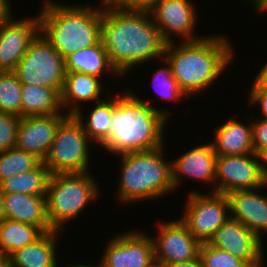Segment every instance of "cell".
<instances>
[{
    "label": "cell",
    "instance_id": "22",
    "mask_svg": "<svg viewBox=\"0 0 267 267\" xmlns=\"http://www.w3.org/2000/svg\"><path fill=\"white\" fill-rule=\"evenodd\" d=\"M59 231L44 233L35 242L8 256L9 267H58L57 237Z\"/></svg>",
    "mask_w": 267,
    "mask_h": 267
},
{
    "label": "cell",
    "instance_id": "36",
    "mask_svg": "<svg viewBox=\"0 0 267 267\" xmlns=\"http://www.w3.org/2000/svg\"><path fill=\"white\" fill-rule=\"evenodd\" d=\"M253 78L250 87H262L267 90V60L266 63L261 67L260 72L258 71Z\"/></svg>",
    "mask_w": 267,
    "mask_h": 267
},
{
    "label": "cell",
    "instance_id": "39",
    "mask_svg": "<svg viewBox=\"0 0 267 267\" xmlns=\"http://www.w3.org/2000/svg\"><path fill=\"white\" fill-rule=\"evenodd\" d=\"M259 162L261 166L262 173L264 174L265 178L267 179V147L262 149L258 153Z\"/></svg>",
    "mask_w": 267,
    "mask_h": 267
},
{
    "label": "cell",
    "instance_id": "30",
    "mask_svg": "<svg viewBox=\"0 0 267 267\" xmlns=\"http://www.w3.org/2000/svg\"><path fill=\"white\" fill-rule=\"evenodd\" d=\"M161 62H165L164 66L158 70L156 69L152 79V86L158 94V97L164 100L166 99V101H176L177 103L185 97L188 98L181 90L178 81L172 75L170 65L164 59H161Z\"/></svg>",
    "mask_w": 267,
    "mask_h": 267
},
{
    "label": "cell",
    "instance_id": "41",
    "mask_svg": "<svg viewBox=\"0 0 267 267\" xmlns=\"http://www.w3.org/2000/svg\"><path fill=\"white\" fill-rule=\"evenodd\" d=\"M6 219L3 193L0 191V223Z\"/></svg>",
    "mask_w": 267,
    "mask_h": 267
},
{
    "label": "cell",
    "instance_id": "20",
    "mask_svg": "<svg viewBox=\"0 0 267 267\" xmlns=\"http://www.w3.org/2000/svg\"><path fill=\"white\" fill-rule=\"evenodd\" d=\"M6 219L38 227L43 233L51 229L46 207V195L3 193Z\"/></svg>",
    "mask_w": 267,
    "mask_h": 267
},
{
    "label": "cell",
    "instance_id": "29",
    "mask_svg": "<svg viewBox=\"0 0 267 267\" xmlns=\"http://www.w3.org/2000/svg\"><path fill=\"white\" fill-rule=\"evenodd\" d=\"M22 83L13 71H0V111L21 117Z\"/></svg>",
    "mask_w": 267,
    "mask_h": 267
},
{
    "label": "cell",
    "instance_id": "34",
    "mask_svg": "<svg viewBox=\"0 0 267 267\" xmlns=\"http://www.w3.org/2000/svg\"><path fill=\"white\" fill-rule=\"evenodd\" d=\"M113 7L124 11L149 12L157 0H106Z\"/></svg>",
    "mask_w": 267,
    "mask_h": 267
},
{
    "label": "cell",
    "instance_id": "13",
    "mask_svg": "<svg viewBox=\"0 0 267 267\" xmlns=\"http://www.w3.org/2000/svg\"><path fill=\"white\" fill-rule=\"evenodd\" d=\"M110 239L99 261L104 267H150L155 262L153 241L148 233L127 230Z\"/></svg>",
    "mask_w": 267,
    "mask_h": 267
},
{
    "label": "cell",
    "instance_id": "21",
    "mask_svg": "<svg viewBox=\"0 0 267 267\" xmlns=\"http://www.w3.org/2000/svg\"><path fill=\"white\" fill-rule=\"evenodd\" d=\"M214 131V141L211 144L217 155H247L254 153L252 138V122L243 123L229 117L225 123L217 125Z\"/></svg>",
    "mask_w": 267,
    "mask_h": 267
},
{
    "label": "cell",
    "instance_id": "3",
    "mask_svg": "<svg viewBox=\"0 0 267 267\" xmlns=\"http://www.w3.org/2000/svg\"><path fill=\"white\" fill-rule=\"evenodd\" d=\"M231 40L224 35H208L194 41L167 43L163 59L183 93L200 95L224 74L235 57Z\"/></svg>",
    "mask_w": 267,
    "mask_h": 267
},
{
    "label": "cell",
    "instance_id": "2",
    "mask_svg": "<svg viewBox=\"0 0 267 267\" xmlns=\"http://www.w3.org/2000/svg\"><path fill=\"white\" fill-rule=\"evenodd\" d=\"M128 89L115 94L108 138L98 146L115 156L152 151L164 146V129L173 112L154 107L152 101L142 99Z\"/></svg>",
    "mask_w": 267,
    "mask_h": 267
},
{
    "label": "cell",
    "instance_id": "28",
    "mask_svg": "<svg viewBox=\"0 0 267 267\" xmlns=\"http://www.w3.org/2000/svg\"><path fill=\"white\" fill-rule=\"evenodd\" d=\"M42 160L32 153L11 148L0 152V181L36 168Z\"/></svg>",
    "mask_w": 267,
    "mask_h": 267
},
{
    "label": "cell",
    "instance_id": "37",
    "mask_svg": "<svg viewBox=\"0 0 267 267\" xmlns=\"http://www.w3.org/2000/svg\"><path fill=\"white\" fill-rule=\"evenodd\" d=\"M10 3V0H0V23L10 19L13 16L14 9Z\"/></svg>",
    "mask_w": 267,
    "mask_h": 267
},
{
    "label": "cell",
    "instance_id": "27",
    "mask_svg": "<svg viewBox=\"0 0 267 267\" xmlns=\"http://www.w3.org/2000/svg\"><path fill=\"white\" fill-rule=\"evenodd\" d=\"M43 234L36 226L5 219L0 223V254L8 257L15 250L35 242Z\"/></svg>",
    "mask_w": 267,
    "mask_h": 267
},
{
    "label": "cell",
    "instance_id": "40",
    "mask_svg": "<svg viewBox=\"0 0 267 267\" xmlns=\"http://www.w3.org/2000/svg\"><path fill=\"white\" fill-rule=\"evenodd\" d=\"M249 3H252L253 9L255 7L259 13L264 14V12H267V0H250Z\"/></svg>",
    "mask_w": 267,
    "mask_h": 267
},
{
    "label": "cell",
    "instance_id": "10",
    "mask_svg": "<svg viewBox=\"0 0 267 267\" xmlns=\"http://www.w3.org/2000/svg\"><path fill=\"white\" fill-rule=\"evenodd\" d=\"M267 188L256 153L247 155H217L214 192L228 193L241 190Z\"/></svg>",
    "mask_w": 267,
    "mask_h": 267
},
{
    "label": "cell",
    "instance_id": "15",
    "mask_svg": "<svg viewBox=\"0 0 267 267\" xmlns=\"http://www.w3.org/2000/svg\"><path fill=\"white\" fill-rule=\"evenodd\" d=\"M39 34V16L0 23V71H14Z\"/></svg>",
    "mask_w": 267,
    "mask_h": 267
},
{
    "label": "cell",
    "instance_id": "9",
    "mask_svg": "<svg viewBox=\"0 0 267 267\" xmlns=\"http://www.w3.org/2000/svg\"><path fill=\"white\" fill-rule=\"evenodd\" d=\"M187 196L180 219L196 239L206 243L230 218L228 197L223 193L210 191L201 194L198 190H191Z\"/></svg>",
    "mask_w": 267,
    "mask_h": 267
},
{
    "label": "cell",
    "instance_id": "43",
    "mask_svg": "<svg viewBox=\"0 0 267 267\" xmlns=\"http://www.w3.org/2000/svg\"><path fill=\"white\" fill-rule=\"evenodd\" d=\"M0 267H9L8 265V257L0 254Z\"/></svg>",
    "mask_w": 267,
    "mask_h": 267
},
{
    "label": "cell",
    "instance_id": "16",
    "mask_svg": "<svg viewBox=\"0 0 267 267\" xmlns=\"http://www.w3.org/2000/svg\"><path fill=\"white\" fill-rule=\"evenodd\" d=\"M68 114L21 117L16 148L32 153L42 161L48 155L59 124Z\"/></svg>",
    "mask_w": 267,
    "mask_h": 267
},
{
    "label": "cell",
    "instance_id": "6",
    "mask_svg": "<svg viewBox=\"0 0 267 267\" xmlns=\"http://www.w3.org/2000/svg\"><path fill=\"white\" fill-rule=\"evenodd\" d=\"M90 172L50 174L47 192V217L53 231L74 220L100 197L101 188ZM99 186V187H98ZM61 230V231H60Z\"/></svg>",
    "mask_w": 267,
    "mask_h": 267
},
{
    "label": "cell",
    "instance_id": "42",
    "mask_svg": "<svg viewBox=\"0 0 267 267\" xmlns=\"http://www.w3.org/2000/svg\"><path fill=\"white\" fill-rule=\"evenodd\" d=\"M98 265V266H97ZM97 265H88V264H69L67 267H104L100 262Z\"/></svg>",
    "mask_w": 267,
    "mask_h": 267
},
{
    "label": "cell",
    "instance_id": "23",
    "mask_svg": "<svg viewBox=\"0 0 267 267\" xmlns=\"http://www.w3.org/2000/svg\"><path fill=\"white\" fill-rule=\"evenodd\" d=\"M66 71L81 72L101 78L105 72L116 76H122L112 66L107 51L102 42L97 45L77 50L65 58Z\"/></svg>",
    "mask_w": 267,
    "mask_h": 267
},
{
    "label": "cell",
    "instance_id": "31",
    "mask_svg": "<svg viewBox=\"0 0 267 267\" xmlns=\"http://www.w3.org/2000/svg\"><path fill=\"white\" fill-rule=\"evenodd\" d=\"M199 257L203 267H249L243 260L207 242L202 243Z\"/></svg>",
    "mask_w": 267,
    "mask_h": 267
},
{
    "label": "cell",
    "instance_id": "32",
    "mask_svg": "<svg viewBox=\"0 0 267 267\" xmlns=\"http://www.w3.org/2000/svg\"><path fill=\"white\" fill-rule=\"evenodd\" d=\"M21 117L0 111V152L16 146Z\"/></svg>",
    "mask_w": 267,
    "mask_h": 267
},
{
    "label": "cell",
    "instance_id": "12",
    "mask_svg": "<svg viewBox=\"0 0 267 267\" xmlns=\"http://www.w3.org/2000/svg\"><path fill=\"white\" fill-rule=\"evenodd\" d=\"M191 0H157L149 11L153 22L161 32L162 38L167 42L194 41L202 36L194 33L197 18V9ZM195 34V35H194Z\"/></svg>",
    "mask_w": 267,
    "mask_h": 267
},
{
    "label": "cell",
    "instance_id": "17",
    "mask_svg": "<svg viewBox=\"0 0 267 267\" xmlns=\"http://www.w3.org/2000/svg\"><path fill=\"white\" fill-rule=\"evenodd\" d=\"M216 157L211 142H208L201 145L197 143V146L171 161V179L175 190L184 178H190L211 184V192H214Z\"/></svg>",
    "mask_w": 267,
    "mask_h": 267
},
{
    "label": "cell",
    "instance_id": "1",
    "mask_svg": "<svg viewBox=\"0 0 267 267\" xmlns=\"http://www.w3.org/2000/svg\"><path fill=\"white\" fill-rule=\"evenodd\" d=\"M100 40L121 76L139 64L163 59L167 45L149 12L119 10L106 0Z\"/></svg>",
    "mask_w": 267,
    "mask_h": 267
},
{
    "label": "cell",
    "instance_id": "11",
    "mask_svg": "<svg viewBox=\"0 0 267 267\" xmlns=\"http://www.w3.org/2000/svg\"><path fill=\"white\" fill-rule=\"evenodd\" d=\"M158 222V236L151 237L155 262L169 265L199 258L202 243L189 232L180 218Z\"/></svg>",
    "mask_w": 267,
    "mask_h": 267
},
{
    "label": "cell",
    "instance_id": "33",
    "mask_svg": "<svg viewBox=\"0 0 267 267\" xmlns=\"http://www.w3.org/2000/svg\"><path fill=\"white\" fill-rule=\"evenodd\" d=\"M252 138L254 153L258 154L267 147V119L258 118L252 121Z\"/></svg>",
    "mask_w": 267,
    "mask_h": 267
},
{
    "label": "cell",
    "instance_id": "35",
    "mask_svg": "<svg viewBox=\"0 0 267 267\" xmlns=\"http://www.w3.org/2000/svg\"><path fill=\"white\" fill-rule=\"evenodd\" d=\"M248 91H250L247 98L249 104L247 103L246 106L260 105V118L263 115L262 118L267 119V90L262 87H250Z\"/></svg>",
    "mask_w": 267,
    "mask_h": 267
},
{
    "label": "cell",
    "instance_id": "8",
    "mask_svg": "<svg viewBox=\"0 0 267 267\" xmlns=\"http://www.w3.org/2000/svg\"><path fill=\"white\" fill-rule=\"evenodd\" d=\"M13 72L22 84L53 88L61 94L66 77L65 59L39 33Z\"/></svg>",
    "mask_w": 267,
    "mask_h": 267
},
{
    "label": "cell",
    "instance_id": "26",
    "mask_svg": "<svg viewBox=\"0 0 267 267\" xmlns=\"http://www.w3.org/2000/svg\"><path fill=\"white\" fill-rule=\"evenodd\" d=\"M49 177V170L42 161L30 171L0 181V191L2 193L46 195Z\"/></svg>",
    "mask_w": 267,
    "mask_h": 267
},
{
    "label": "cell",
    "instance_id": "19",
    "mask_svg": "<svg viewBox=\"0 0 267 267\" xmlns=\"http://www.w3.org/2000/svg\"><path fill=\"white\" fill-rule=\"evenodd\" d=\"M101 78L81 72L66 71L64 85L60 94L61 106L68 115L82 108V103H97L103 94L105 84ZM103 91V92H102ZM66 109V110H65Z\"/></svg>",
    "mask_w": 267,
    "mask_h": 267
},
{
    "label": "cell",
    "instance_id": "14",
    "mask_svg": "<svg viewBox=\"0 0 267 267\" xmlns=\"http://www.w3.org/2000/svg\"><path fill=\"white\" fill-rule=\"evenodd\" d=\"M243 260L249 267H261L264 262L263 241L241 222L229 218L207 242Z\"/></svg>",
    "mask_w": 267,
    "mask_h": 267
},
{
    "label": "cell",
    "instance_id": "25",
    "mask_svg": "<svg viewBox=\"0 0 267 267\" xmlns=\"http://www.w3.org/2000/svg\"><path fill=\"white\" fill-rule=\"evenodd\" d=\"M113 96L94 103L91 112L86 116L82 113L83 108L78 109L73 114L94 144L101 145L108 138V128L111 125L112 114L115 109V95Z\"/></svg>",
    "mask_w": 267,
    "mask_h": 267
},
{
    "label": "cell",
    "instance_id": "44",
    "mask_svg": "<svg viewBox=\"0 0 267 267\" xmlns=\"http://www.w3.org/2000/svg\"><path fill=\"white\" fill-rule=\"evenodd\" d=\"M150 267H167V265H163V264L154 262Z\"/></svg>",
    "mask_w": 267,
    "mask_h": 267
},
{
    "label": "cell",
    "instance_id": "4",
    "mask_svg": "<svg viewBox=\"0 0 267 267\" xmlns=\"http://www.w3.org/2000/svg\"><path fill=\"white\" fill-rule=\"evenodd\" d=\"M53 1H44L38 13L39 33L64 59L77 50L101 41L104 0L100 1L98 7H92L90 3L81 6Z\"/></svg>",
    "mask_w": 267,
    "mask_h": 267
},
{
    "label": "cell",
    "instance_id": "7",
    "mask_svg": "<svg viewBox=\"0 0 267 267\" xmlns=\"http://www.w3.org/2000/svg\"><path fill=\"white\" fill-rule=\"evenodd\" d=\"M92 143L78 120L68 115L59 124L43 162L50 174L89 172Z\"/></svg>",
    "mask_w": 267,
    "mask_h": 267
},
{
    "label": "cell",
    "instance_id": "38",
    "mask_svg": "<svg viewBox=\"0 0 267 267\" xmlns=\"http://www.w3.org/2000/svg\"><path fill=\"white\" fill-rule=\"evenodd\" d=\"M167 267H203L200 257L185 262L171 263Z\"/></svg>",
    "mask_w": 267,
    "mask_h": 267
},
{
    "label": "cell",
    "instance_id": "24",
    "mask_svg": "<svg viewBox=\"0 0 267 267\" xmlns=\"http://www.w3.org/2000/svg\"><path fill=\"white\" fill-rule=\"evenodd\" d=\"M53 114H66L61 106L60 94L55 89L22 84L21 117Z\"/></svg>",
    "mask_w": 267,
    "mask_h": 267
},
{
    "label": "cell",
    "instance_id": "18",
    "mask_svg": "<svg viewBox=\"0 0 267 267\" xmlns=\"http://www.w3.org/2000/svg\"><path fill=\"white\" fill-rule=\"evenodd\" d=\"M259 189L263 188L234 191L227 197L230 218L241 222L263 241L262 236L267 234V194L263 195Z\"/></svg>",
    "mask_w": 267,
    "mask_h": 267
},
{
    "label": "cell",
    "instance_id": "5",
    "mask_svg": "<svg viewBox=\"0 0 267 267\" xmlns=\"http://www.w3.org/2000/svg\"><path fill=\"white\" fill-rule=\"evenodd\" d=\"M165 145L146 152L118 155L120 176L117 201L124 204L146 202L172 193L171 162L165 158Z\"/></svg>",
    "mask_w": 267,
    "mask_h": 267
}]
</instances>
